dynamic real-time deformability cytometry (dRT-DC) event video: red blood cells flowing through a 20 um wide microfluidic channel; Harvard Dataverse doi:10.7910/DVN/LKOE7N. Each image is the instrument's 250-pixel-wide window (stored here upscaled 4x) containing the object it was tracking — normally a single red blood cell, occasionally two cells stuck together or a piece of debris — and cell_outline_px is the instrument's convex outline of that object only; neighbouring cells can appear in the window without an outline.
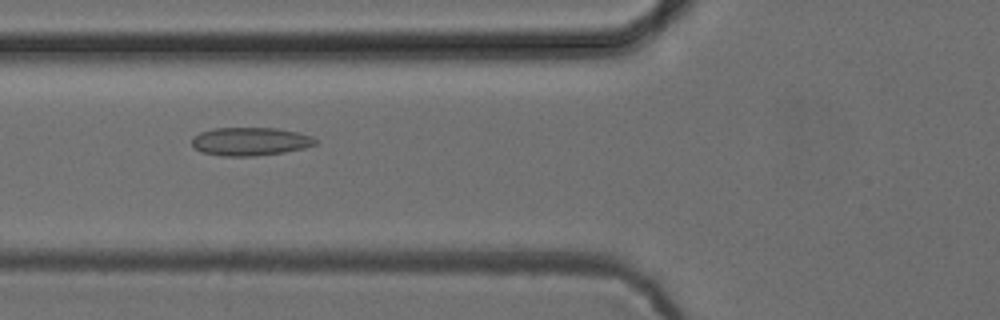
{"species": "common noctule bat (a hibernating species)", "species_latin": "Nyctalus noctula", "temperature_condition": "cold", "stored_images_in_passage": 52, "camera_frame_rate_fps": 3000, "um_per_image_px": 0.085, "animal": {"sex": "female", "body_mass_g": 24.6, "forearm_length_mm": 56.2}, "frame": {"image": 1, "passage_image": 20, "time_ms": 6.333, "image_size_px": [1000, 320], "cell_outline_px": [[316, 144], [304, 148], [284, 152], [252, 156], [220, 156], [200, 152], [192, 144], [192, 136], [200, 132], [212, 128], [276, 128], [300, 132], [312, 136], [316, 140]], "centroid_in_image_um": [21.25, 12.02], "position_along_channel_um": 104.5, "area_um2": 20.46}}
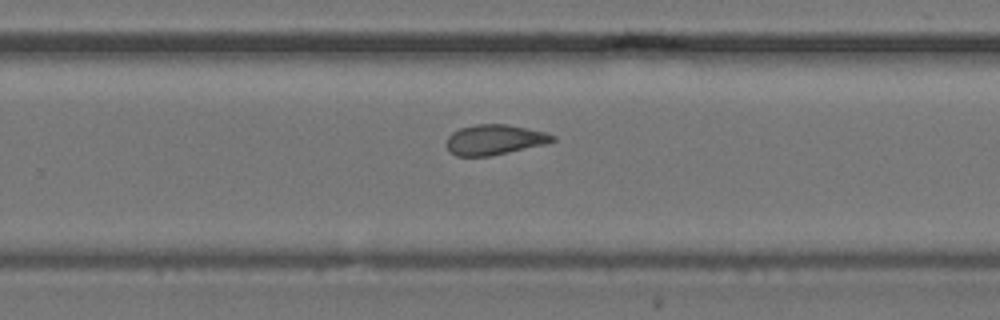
{"frame": {"image": 2, "passage_image": 34, "time_ms": 11.0, "image_size_px": [1000, 320], "cell_outline_px": [[556, 140], [544, 144], [508, 152], [488, 156], [456, 156], [448, 152], [448, 136], [452, 132], [460, 128], [476, 124], [508, 124], [544, 132], [556, 136]], "centroid_in_image_um": [42.02, 11.87], "position_along_channel_um": 287.8, "area_um2": 18.5}}
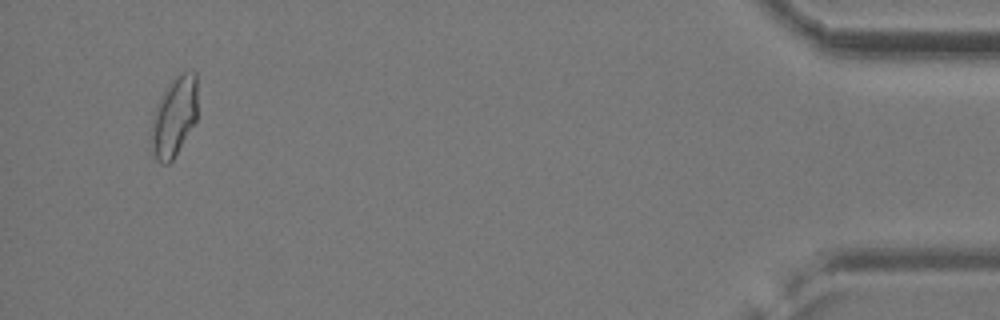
{"frame": {"image": 3, "passage_image": 50, "time_ms": 16.333, "image_size_px": [1000, 320], "cell_outline_px": [[196, 120], [172, 160], [168, 164], [160, 164], [156, 160], [148, 140], [152, 116], [156, 104], [168, 84], [176, 76], [184, 72], [196, 72]], "centroid_in_image_um": [14.74, 9.96], "position_along_channel_um": 420.5, "area_um2": 21.62}, "authors_computed_cell_mechanics": {"area_um2": 20.2589, "velocity_mm_per_s": 3.926, "shape_relaxation_time_tau1_ms": null, "shape_relaxation_time_tau2_ms": 2.1516, "deformation_change_tau1": null, "deformation_change_tau2": 0.0875}}